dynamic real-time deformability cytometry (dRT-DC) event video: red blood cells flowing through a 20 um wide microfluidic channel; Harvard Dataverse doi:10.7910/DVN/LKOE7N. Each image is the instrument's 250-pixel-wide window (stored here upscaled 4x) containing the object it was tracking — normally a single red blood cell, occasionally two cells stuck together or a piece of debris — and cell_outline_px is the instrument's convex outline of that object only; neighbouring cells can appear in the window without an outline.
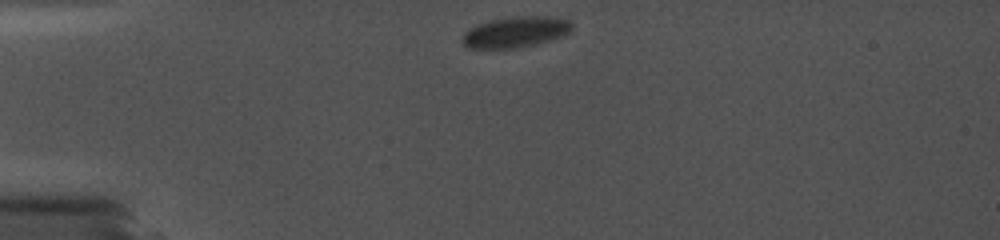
{"species": "common noctule bat (a hibernating species)", "species_latin": "Nyctalus noctula", "temperature_condition": "cold", "stored_images_in_passage": 34, "camera_frame_rate_fps": 5000, "um_per_image_px": 0.085, "animal": {"sex": "female", "body_mass_g": 19.0, "forearm_length_mm": 56.7}, "frame": {"image": 1, "passage_image": 1, "time_ms": 0.0, "image_size_px": [1000, 240], "cell_outline_px": [[572, 28], [568, 32], [552, 40], [536, 44], [516, 48], [468, 48], [464, 44], [464, 32], [468, 28], [476, 24], [492, 20], [512, 16], [548, 16], [568, 20], [572, 24]], "centroid_in_image_um": [43.82, 2.71], "position_along_channel_um": 41.2, "area_um2": 19.59}}
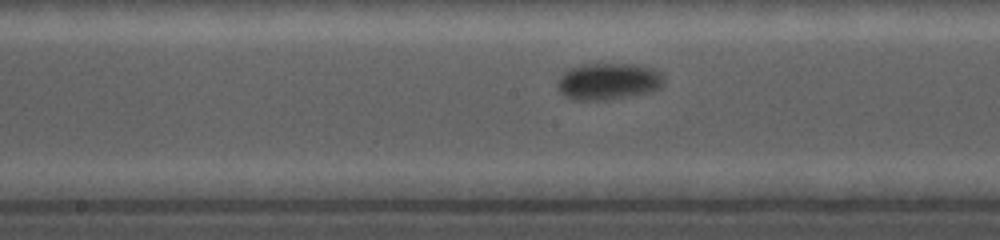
{"frame": {"image": 2, "passage_image": 19, "time_ms": 5.4, "image_size_px": [1000, 240], "cell_outline_px": [[664, 84], [660, 88], [652, 92], [608, 100], [572, 100], [564, 96], [556, 88], [556, 84], [560, 76], [564, 72], [580, 64], [632, 64], [648, 68], [660, 72], [664, 76]], "centroid_in_image_um": [51.69, 6.94], "position_along_channel_um": 196.5, "area_um2": 23.0}}
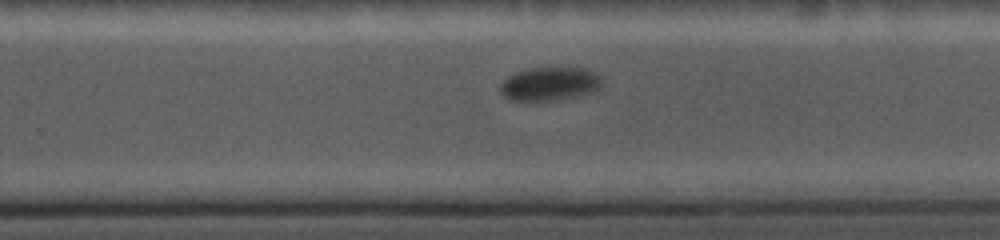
{"frame": {"image": 3, "passage_image": 26, "time_ms": 7.8, "image_size_px": [1000, 240], "cell_outline_px": [[604, 84], [596, 92], [556, 100], [508, 100], [500, 92], [500, 84], [508, 76], [516, 72], [532, 68], [588, 68], [596, 72], [600, 76]], "centroid_in_image_um": [46.78, 7.13], "position_along_channel_um": 283.0, "area_um2": 20.06}}